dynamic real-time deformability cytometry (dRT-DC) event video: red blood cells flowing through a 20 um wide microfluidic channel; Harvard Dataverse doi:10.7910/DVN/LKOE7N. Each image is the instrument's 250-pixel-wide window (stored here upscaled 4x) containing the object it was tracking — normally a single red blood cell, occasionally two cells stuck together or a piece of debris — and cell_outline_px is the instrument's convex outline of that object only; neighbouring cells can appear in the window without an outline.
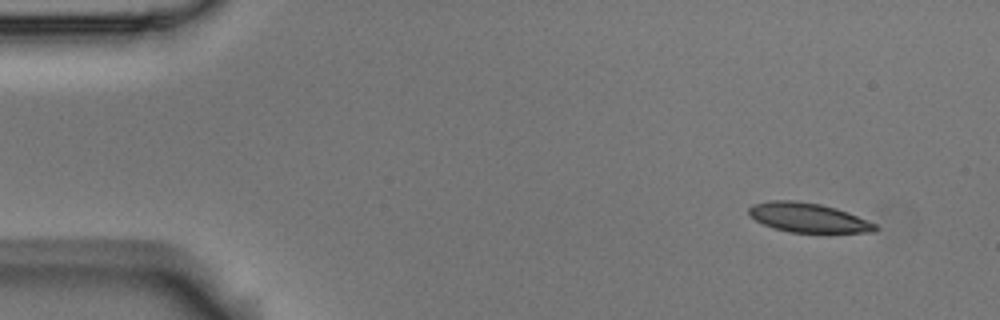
{"species": "Egyptian fruit bat (a non-hibernating species)", "species_latin": "Rousettus aegyptiacus", "temperature_condition": "room temperature", "stored_images_in_passage": 4, "camera_frame_rate_fps": 3000, "um_per_image_px": 0.085, "animal": {"sex": "male"}, "frame": {"image": 1, "passage_image": 1, "time_ms": 0.0, "image_size_px": [1000, 320], "cell_outline_px": [[880, 228], [876, 232], [788, 232], [772, 228], [756, 220], [748, 212], [748, 208], [752, 204], [768, 200], [796, 200], [820, 204], [836, 208], [848, 212], [876, 224]], "centroid_in_image_um": [68.69, 18.49], "position_along_channel_um": 16.3, "area_um2": 21.68}}
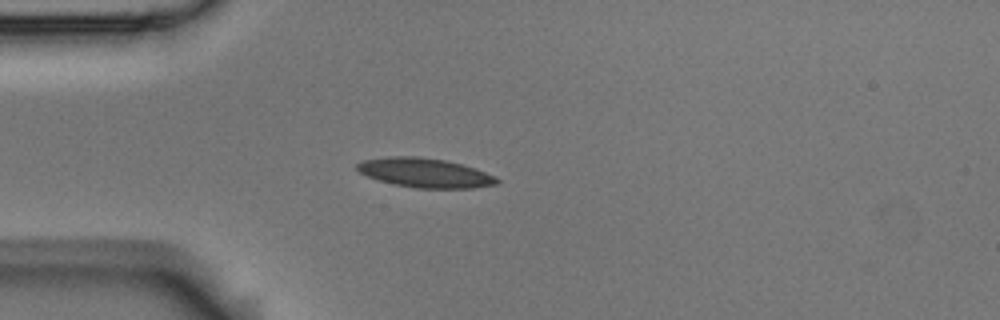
{"frame": {"image": 2, "passage_image": 3, "time_ms": 0.667, "image_size_px": [1000, 320], "cell_outline_px": [[500, 180], [496, 184], [472, 188], [416, 188], [396, 184], [380, 180], [368, 176], [360, 172], [356, 168], [356, 164], [364, 160], [384, 156], [416, 156], [444, 160], [476, 168], [496, 176]], "centroid_in_image_um": [36.13, 14.68], "position_along_channel_um": 48.9, "area_um2": 23.76}}